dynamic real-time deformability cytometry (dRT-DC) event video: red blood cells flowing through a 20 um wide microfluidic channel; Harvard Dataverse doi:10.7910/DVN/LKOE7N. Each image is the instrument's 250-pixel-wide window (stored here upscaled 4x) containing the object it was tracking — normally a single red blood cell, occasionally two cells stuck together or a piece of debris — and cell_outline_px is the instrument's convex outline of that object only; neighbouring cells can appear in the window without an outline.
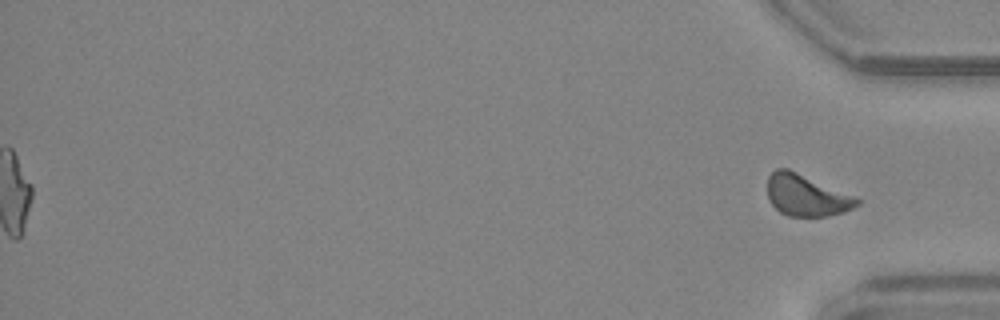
{"species": "common noctule bat (a hibernating species)", "species_latin": "Nyctalus noctula", "temperature_condition": "warm", "stored_images_in_passage": 55, "segment_of_instrument_passage": [2, 2], "camera_frame_rate_fps": 3000, "um_per_image_px": 0.085, "animal": {"sex": "female", "body_mass_g": 24.6, "forearm_length_mm": 56.2}, "frame": {"image": 1, "passage_image": 55, "time_ms": 18.0, "image_size_px": [1000, 320], "cell_outline_px": [[860, 204], [844, 212], [828, 216], [788, 216], [780, 212], [768, 200], [768, 176], [776, 168], [788, 168], [856, 196], [860, 200]], "centroid_in_image_um": [68.55, 16.6], "position_along_channel_um": 366.6, "area_um2": 21.79}}